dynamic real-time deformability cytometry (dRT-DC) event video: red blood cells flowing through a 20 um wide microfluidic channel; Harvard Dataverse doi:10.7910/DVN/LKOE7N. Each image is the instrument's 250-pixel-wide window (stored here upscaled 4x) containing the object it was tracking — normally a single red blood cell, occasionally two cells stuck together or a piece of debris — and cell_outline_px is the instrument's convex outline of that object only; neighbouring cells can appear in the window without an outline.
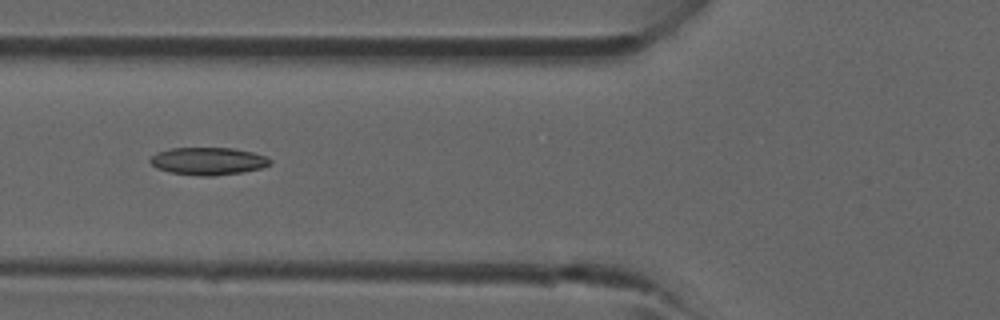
{"species": "common noctule bat (a hibernating species)", "species_latin": "Nyctalus noctula", "temperature_condition": "room temperature", "stored_images_in_passage": 5, "camera_frame_rate_fps": 3000, "um_per_image_px": 0.085, "animal": {"sex": "male", "forearm_length_mm": 52.5}, "frame": {"image": 1, "passage_image": 5, "time_ms": 4.667, "image_size_px": [1000, 320], "cell_outline_px": [[272, 164], [260, 168], [244, 172], [216, 176], [200, 176], [172, 172], [156, 168], [148, 160], [156, 152], [172, 148], [232, 148], [252, 152], [264, 156], [272, 160]], "centroid_in_image_um": [17.7, 13.7], "position_along_channel_um": 108.1, "area_um2": 19.25}}